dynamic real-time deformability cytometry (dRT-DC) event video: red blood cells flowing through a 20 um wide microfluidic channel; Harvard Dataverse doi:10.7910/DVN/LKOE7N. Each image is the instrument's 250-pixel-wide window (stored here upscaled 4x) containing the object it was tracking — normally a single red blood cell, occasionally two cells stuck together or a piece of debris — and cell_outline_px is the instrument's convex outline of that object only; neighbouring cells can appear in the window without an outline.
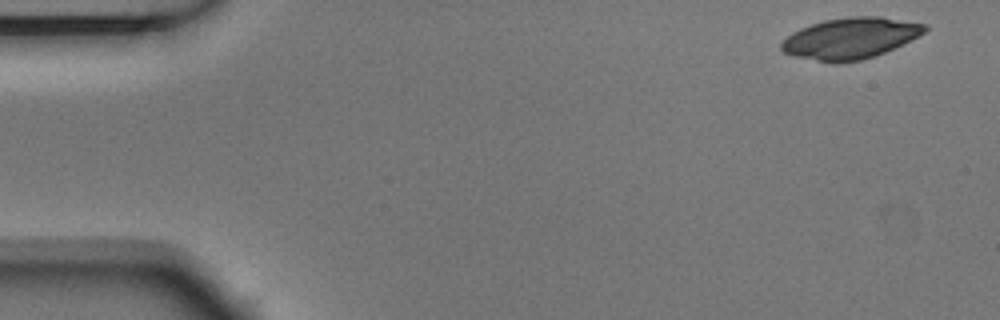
{"species": "Egyptian fruit bat (a non-hibernating species)", "species_latin": "Rousettus aegyptiacus", "temperature_condition": "room temperature", "stored_images_in_passage": 5, "camera_frame_rate_fps": 3000, "um_per_image_px": 0.085, "animal": {"sex": "male"}, "frame": {"image": 1, "passage_image": 1, "time_ms": 0.0, "image_size_px": [1000, 320], "cell_outline_px": [[928, 28], [924, 32], [884, 52], [860, 60], [836, 64], [832, 64], [792, 56], [784, 52], [780, 48], [780, 44], [792, 32], [800, 28], [824, 20], [848, 16], [880, 16], [928, 24]], "centroid_in_image_um": [72.23, 3.25], "position_along_channel_um": 12.8, "area_um2": 34.28}}